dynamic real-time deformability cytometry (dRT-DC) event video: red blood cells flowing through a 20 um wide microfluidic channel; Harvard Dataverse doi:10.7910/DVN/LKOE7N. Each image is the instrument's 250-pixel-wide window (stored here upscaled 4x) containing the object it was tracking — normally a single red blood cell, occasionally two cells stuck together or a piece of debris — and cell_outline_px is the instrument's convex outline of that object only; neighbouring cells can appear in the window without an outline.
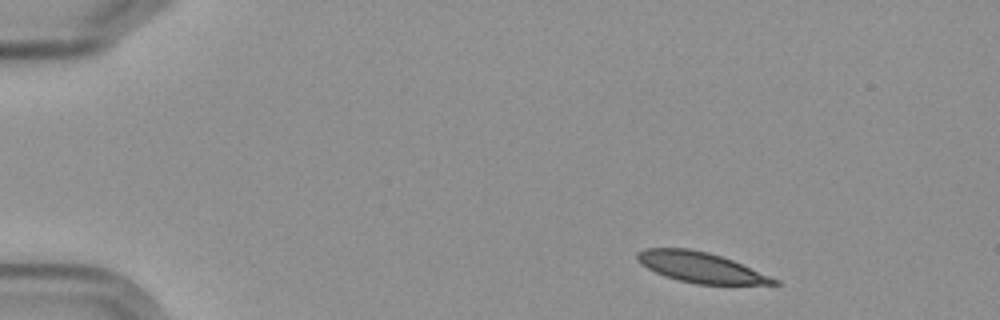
{"species": "Egyptian fruit bat (a non-hibernating species)", "species_latin": "Rousettus aegyptiacus", "temperature_condition": "cold", "stored_images_in_passage": 4, "camera_frame_rate_fps": 3000, "um_per_image_px": 0.085, "frame": {"image": 1, "passage_image": 1, "time_ms": 0.0, "image_size_px": [1000, 320], "cell_outline_px": [[780, 284], [696, 284], [676, 280], [664, 276], [640, 264], [636, 260], [636, 252], [644, 248], [688, 248], [708, 252], [732, 260], [780, 280]], "centroid_in_image_um": [59.51, 22.72], "position_along_channel_um": 25.5, "area_um2": 24.16}}
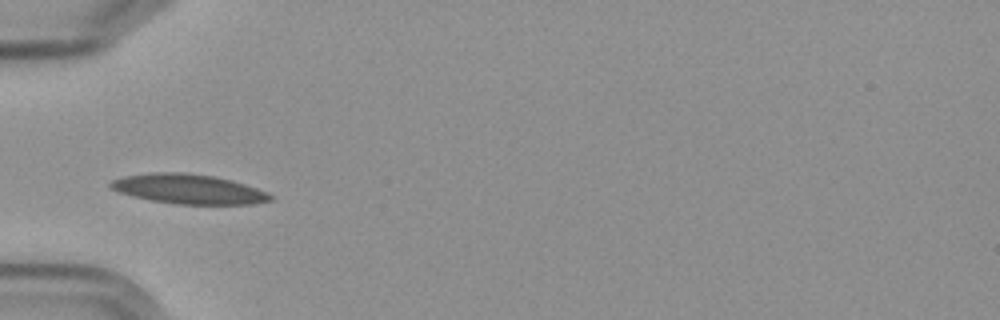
{"frame": {"image": 2, "passage_image": 4, "time_ms": 3.667, "image_size_px": [1000, 320], "cell_outline_px": [[272, 200], [252, 204], [176, 204], [152, 200], [132, 196], [116, 192], [108, 188], [108, 184], [112, 180], [124, 176], [152, 172], [184, 172], [212, 176], [232, 180], [268, 192], [272, 196]], "centroid_in_image_um": [15.97, 16.06], "position_along_channel_um": 69.0, "area_um2": 27.69}}